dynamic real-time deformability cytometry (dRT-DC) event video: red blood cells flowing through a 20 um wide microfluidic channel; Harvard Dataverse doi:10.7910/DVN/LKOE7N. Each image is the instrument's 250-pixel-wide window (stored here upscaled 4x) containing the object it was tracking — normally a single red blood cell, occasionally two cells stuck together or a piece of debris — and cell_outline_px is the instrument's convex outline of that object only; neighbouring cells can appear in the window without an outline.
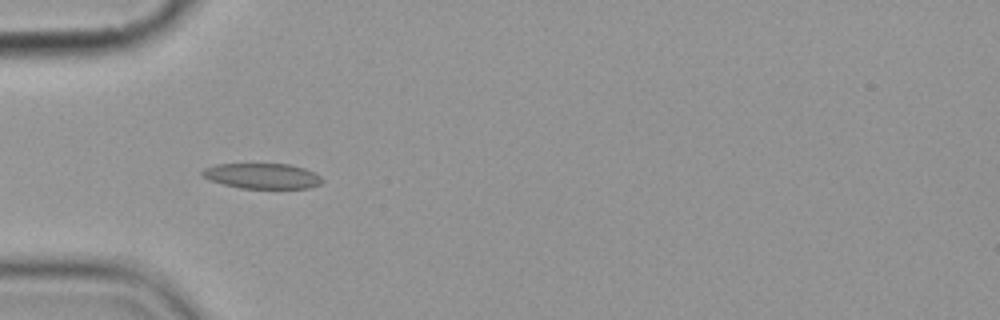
{"species": "common noctule bat (a hibernating species)", "species_latin": "Nyctalus noctula", "temperature_condition": "cold", "stored_images_in_passage": 5, "camera_frame_rate_fps": 3000, "um_per_image_px": 0.085, "animal": {"sex": "female", "body_mass_g": 19.9}, "frame": {"image": 1, "passage_image": 4, "time_ms": 3.333, "image_size_px": [1000, 320], "cell_outline_px": [[324, 180], [320, 184], [308, 188], [240, 188], [224, 184], [212, 180], [204, 176], [200, 172], [204, 168], [216, 164], [288, 164], [304, 168], [320, 176]], "centroid_in_image_um": [22.3, 14.95], "position_along_channel_um": 62.7, "area_um2": 17.51}}
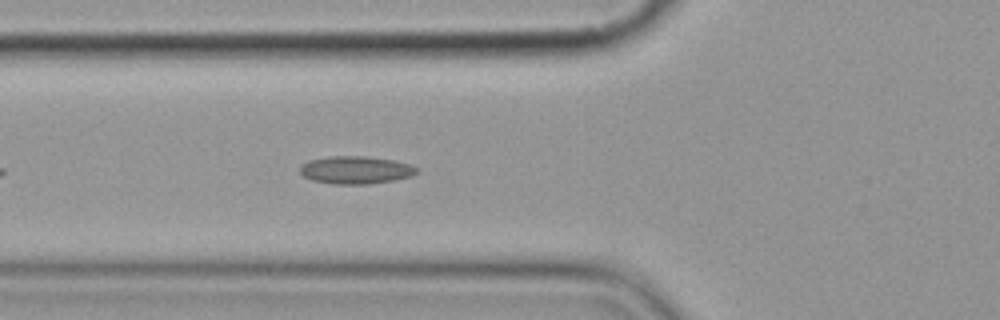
{"frame": {"image": 2, "passage_image": 5, "time_ms": 4.333, "image_size_px": [1000, 320], "cell_outline_px": [[416, 172], [412, 176], [392, 180], [368, 184], [332, 184], [312, 180], [304, 176], [300, 172], [300, 164], [308, 160], [328, 156], [364, 156], [396, 160], [408, 164], [416, 168]], "centroid_in_image_um": [30.18, 14.44], "position_along_channel_um": 95.6, "area_um2": 18.84}}